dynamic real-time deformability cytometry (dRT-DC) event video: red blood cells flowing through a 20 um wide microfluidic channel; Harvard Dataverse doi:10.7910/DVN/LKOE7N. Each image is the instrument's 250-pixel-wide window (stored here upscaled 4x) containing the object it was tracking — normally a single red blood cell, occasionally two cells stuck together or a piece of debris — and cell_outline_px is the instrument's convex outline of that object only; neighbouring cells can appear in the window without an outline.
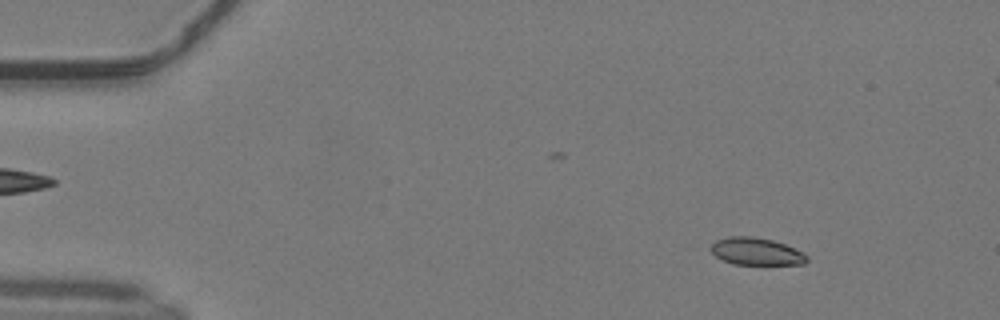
{"species": "common noctule bat (a hibernating species)", "species_latin": "Nyctalus noctula", "temperature_condition": "warm", "stored_images_in_passage": 33, "camera_frame_rate_fps": 3000, "um_per_image_px": 0.085, "animal": {"sex": "male", "body_mass_g": 19.2, "forearm_length_mm": 51.8}, "frame": {"image": 1, "passage_image": 6, "time_ms": 1.667, "image_size_px": [1000, 320], "cell_outline_px": [[808, 260], [804, 264], [736, 264], [724, 260], [716, 256], [712, 252], [712, 244], [716, 240], [732, 236], [748, 236], [772, 240], [784, 244], [808, 256]], "centroid_in_image_um": [64.28, 21.37], "position_along_channel_um": 20.7, "area_um2": 14.85}}
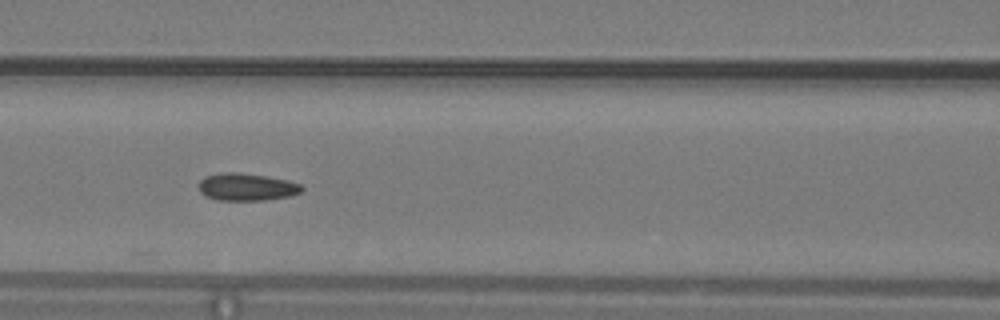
{"frame": {"image": 2, "passage_image": 22, "time_ms": 7.0, "image_size_px": [1000, 320], "cell_outline_px": [[304, 188], [300, 192], [288, 196], [264, 200], [220, 200], [208, 196], [200, 192], [200, 180], [208, 176], [228, 172], [232, 172], [264, 176], [284, 180], [300, 184]], "centroid_in_image_um": [20.98, 15.9], "position_along_channel_um": 145.6, "area_um2": 15.84}}
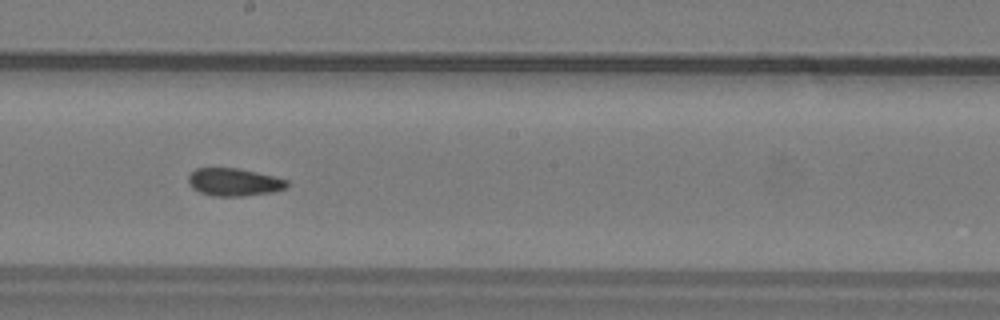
{"frame": {"image": 3, "passage_image": 28, "time_ms": 9.0, "image_size_px": [1000, 320], "cell_outline_px": [[288, 184], [284, 188], [268, 192], [240, 196], [216, 196], [200, 192], [188, 180], [188, 176], [196, 168], [236, 168], [256, 172], [288, 180]], "centroid_in_image_um": [19.88, 15.46], "position_along_channel_um": 228.3, "area_um2": 15.37}}